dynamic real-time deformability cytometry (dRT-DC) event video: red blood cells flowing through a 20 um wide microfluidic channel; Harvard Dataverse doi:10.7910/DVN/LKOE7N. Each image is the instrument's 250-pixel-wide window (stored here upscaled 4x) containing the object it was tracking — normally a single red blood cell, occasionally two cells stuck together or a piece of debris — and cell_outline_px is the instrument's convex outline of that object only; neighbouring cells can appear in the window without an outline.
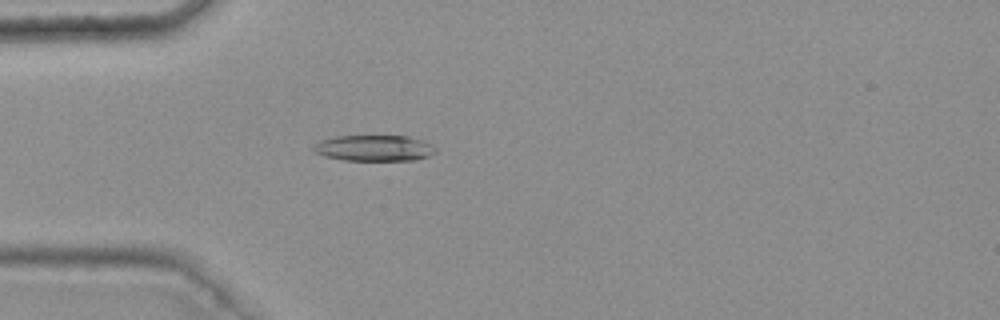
{"species": "common noctule bat (a hibernating species)", "species_latin": "Nyctalus noctula", "temperature_condition": "warm", "stored_images_in_passage": 47, "camera_frame_rate_fps": 3000, "um_per_image_px": 0.085, "animal": {"sex": "female", "body_mass_g": 25.1}, "frame": {"image": 1, "passage_image": 15, "time_ms": 4.667, "image_size_px": [1000, 320], "cell_outline_px": [[436, 152], [428, 156], [416, 160], [344, 160], [324, 156], [312, 152], [312, 148], [320, 140], [336, 136], [408, 136], [424, 140], [436, 148]], "centroid_in_image_um": [31.8, 12.59], "position_along_channel_um": 53.2, "area_um2": 18.55}}
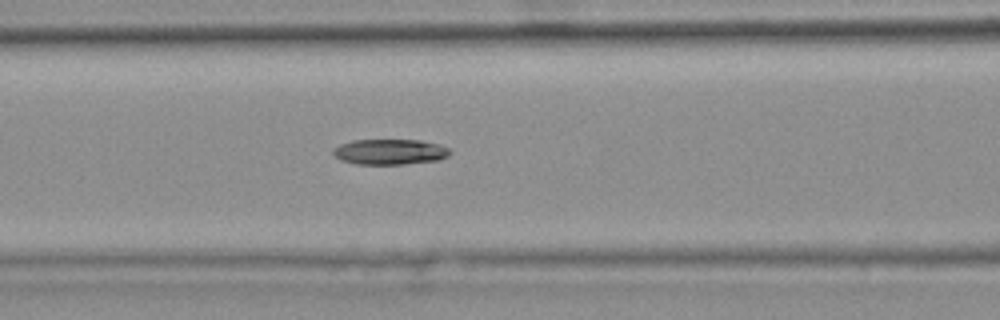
{"frame": {"image": 2, "passage_image": 22, "time_ms": 7.0, "image_size_px": [1000, 320], "cell_outline_px": [[452, 152], [448, 156], [440, 160], [404, 164], [356, 164], [340, 160], [332, 156], [332, 148], [340, 144], [352, 140], [420, 140], [440, 144], [448, 148]], "centroid_in_image_um": [33.12, 12.91], "position_along_channel_um": 133.5, "area_um2": 17.63}}
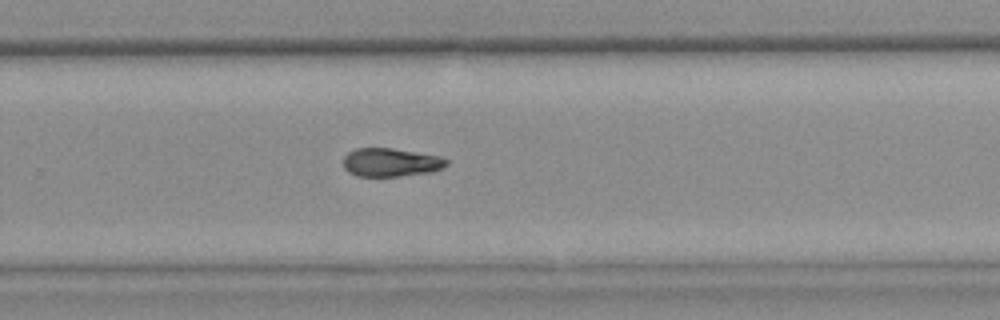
{"frame": {"image": 3, "passage_image": 35, "time_ms": 11.333, "image_size_px": [1000, 320], "cell_outline_px": [[448, 164], [444, 168], [432, 172], [400, 176], [356, 176], [348, 172], [344, 168], [344, 156], [348, 152], [356, 148], [392, 148], [444, 156], [448, 160]], "centroid_in_image_um": [33.26, 13.8], "position_along_channel_um": 296.5, "area_um2": 17.4}}